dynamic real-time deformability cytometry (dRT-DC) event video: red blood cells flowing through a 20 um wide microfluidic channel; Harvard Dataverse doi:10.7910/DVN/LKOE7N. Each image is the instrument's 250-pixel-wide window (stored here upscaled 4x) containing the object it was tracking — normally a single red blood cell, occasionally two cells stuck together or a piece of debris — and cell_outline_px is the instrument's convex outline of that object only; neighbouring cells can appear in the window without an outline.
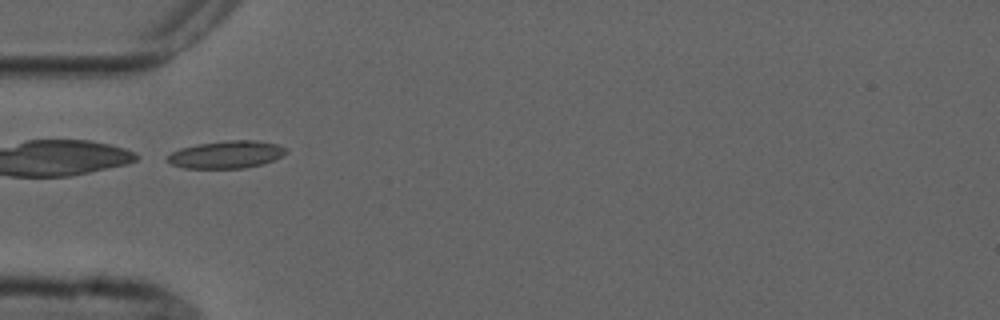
{"species": "common noctule bat (a hibernating species)", "species_latin": "Nyctalus noctula", "temperature_condition": "cold", "stored_images_in_passage": 5, "camera_frame_rate_fps": 3000, "um_per_image_px": 0.085, "animal": {"sex": "male", "forearm_length_mm": 52.5}, "frame": {"image": 1, "passage_image": 4, "time_ms": 3.667, "image_size_px": [1000, 320], "cell_outline_px": [[288, 152], [264, 164], [244, 168], [184, 168], [172, 164], [168, 160], [168, 156], [172, 152], [180, 148], [196, 144], [228, 140], [256, 140], [276, 144], [288, 148]], "centroid_in_image_um": [19.27, 13.13], "position_along_channel_um": 65.7, "area_um2": 18.96}}